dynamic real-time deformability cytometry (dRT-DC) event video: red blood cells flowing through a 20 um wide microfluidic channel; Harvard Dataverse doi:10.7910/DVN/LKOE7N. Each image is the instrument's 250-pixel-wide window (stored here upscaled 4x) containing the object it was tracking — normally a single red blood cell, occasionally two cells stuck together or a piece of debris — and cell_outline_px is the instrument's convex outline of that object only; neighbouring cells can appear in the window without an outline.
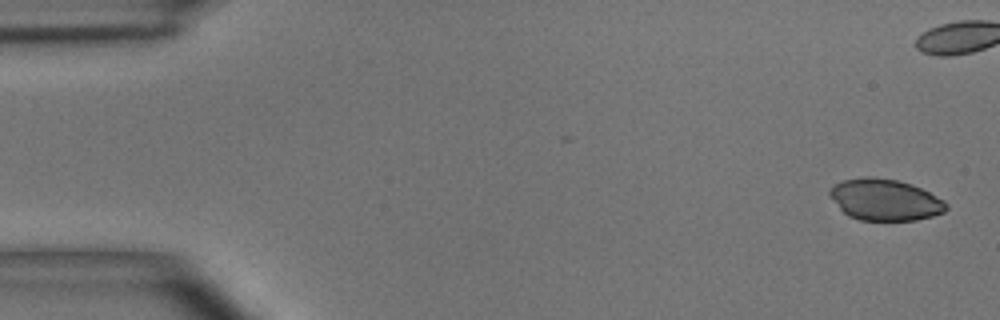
{"species": "common noctule bat (a hibernating species)", "species_latin": "Nyctalus noctula", "temperature_condition": "room temperature", "stored_images_in_passage": 5, "camera_frame_rate_fps": 3000, "um_per_image_px": 0.085, "animal": {"sex": "male", "body_mass_g": 15.6}, "frame": {"image": 1, "passage_image": 1, "time_ms": 0.0, "image_size_px": [1000, 320], "cell_outline_px": [[948, 208], [944, 212], [932, 216], [916, 220], [860, 220], [848, 216], [840, 208], [828, 192], [836, 184], [844, 180], [864, 176], [872, 176], [896, 180], [912, 184], [944, 200], [948, 204]], "centroid_in_image_um": [75.25, 16.98], "position_along_channel_um": 9.8, "area_um2": 27.92}}
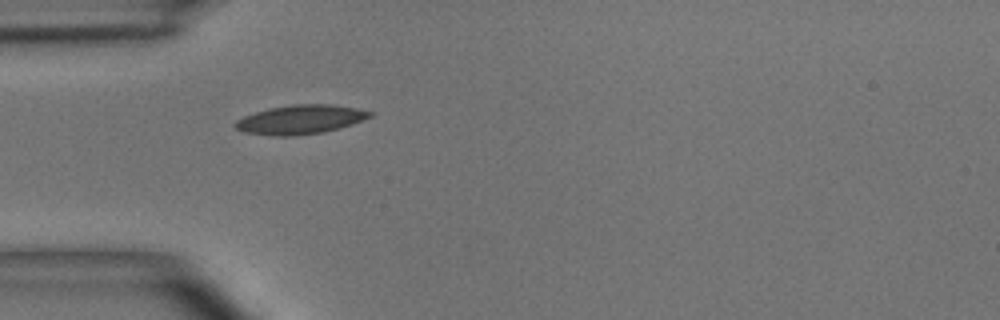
{"frame": {"image": 2, "passage_image": 5, "time_ms": 5.667, "image_size_px": [1000, 320], "cell_outline_px": [[376, 112], [372, 116], [352, 124], [324, 132], [292, 136], [276, 136], [244, 132], [236, 128], [232, 124], [236, 120], [244, 116], [256, 112], [272, 108], [292, 104], [332, 104], [356, 108]], "centroid_in_image_um": [25.55, 10.16], "position_along_channel_um": 59.4, "area_um2": 22.77}}